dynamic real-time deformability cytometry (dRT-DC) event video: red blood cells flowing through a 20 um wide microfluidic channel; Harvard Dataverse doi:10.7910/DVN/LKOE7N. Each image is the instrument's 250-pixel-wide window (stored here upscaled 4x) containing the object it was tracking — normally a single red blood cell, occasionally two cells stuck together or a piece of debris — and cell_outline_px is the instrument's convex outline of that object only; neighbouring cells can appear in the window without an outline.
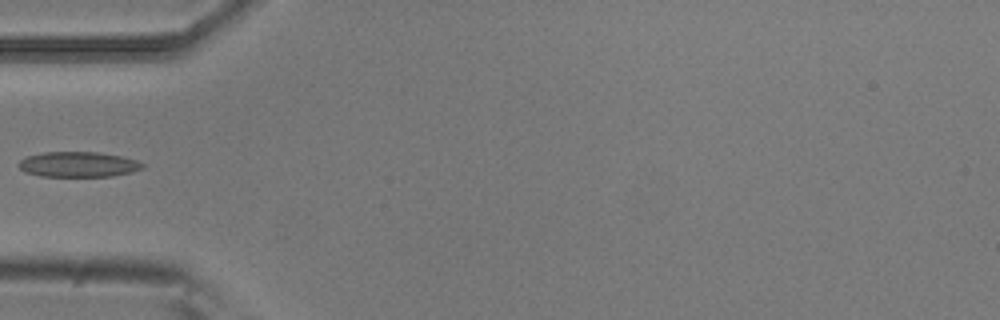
{"species": "common noctule bat (a hibernating species)", "species_latin": "Nyctalus noctula", "temperature_condition": "room temperature", "stored_images_in_passage": 2, "camera_frame_rate_fps": 3000, "um_per_image_px": 0.085, "animal": {"sex": "male", "body_mass_g": 20.5, "forearm_length_mm": 52.5}, "frame": {"image": 1, "passage_image": 1, "time_ms": 0.0, "image_size_px": [1000, 320], "cell_outline_px": [[144, 168], [132, 172], [112, 176], [40, 176], [24, 172], [16, 164], [20, 160], [28, 156], [44, 152], [96, 152], [120, 156], [136, 160], [144, 164]], "centroid_in_image_um": [6.63, 13.98], "position_along_channel_um": 78.4, "area_um2": 18.21}}
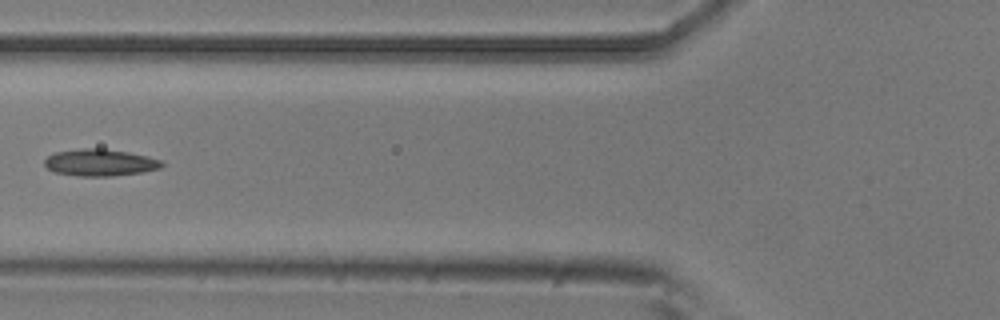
{"frame": {"image": 2, "passage_image": 2, "time_ms": 0.333, "image_size_px": [1000, 320], "cell_outline_px": [[164, 164], [160, 168], [144, 172], [108, 176], [80, 176], [56, 172], [48, 168], [44, 164], [44, 160], [48, 156], [56, 152], [80, 148], [104, 148], [128, 152], [148, 156], [160, 160]], "centroid_in_image_um": [8.51, 13.81], "position_along_channel_um": 117.3, "area_um2": 18.32}}